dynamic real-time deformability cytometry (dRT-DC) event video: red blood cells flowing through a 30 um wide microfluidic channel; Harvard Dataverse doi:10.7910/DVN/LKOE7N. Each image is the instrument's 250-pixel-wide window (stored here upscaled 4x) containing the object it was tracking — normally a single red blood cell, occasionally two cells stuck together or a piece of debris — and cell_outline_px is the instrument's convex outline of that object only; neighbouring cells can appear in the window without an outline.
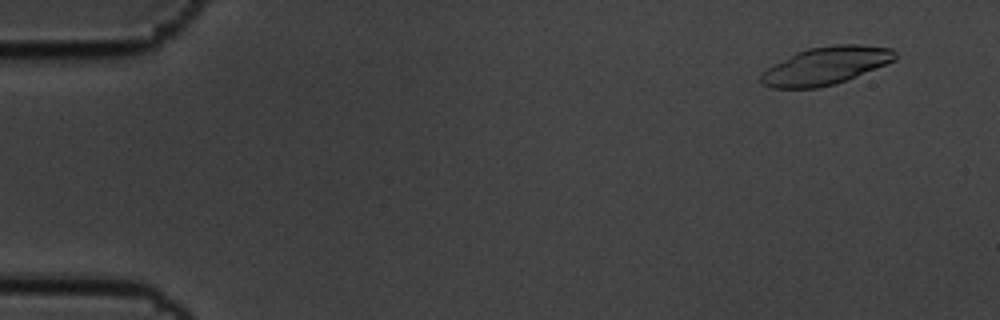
{"species": "common noctule bat (a hibernating species)", "species_latin": "Nyctalus noctula", "temperature_condition": "cold", "stored_images_in_passage": 5, "camera_frame_rate_fps": 3000, "um_per_image_px": 0.085, "animal": {"sex": "male", "body_mass_g": 19.5, "forearm_length_mm": 54.6}, "frame": {"image": 1, "passage_image": 2, "time_ms": 0.333, "image_size_px": [1000, 320], "cell_outline_px": [[896, 60], [836, 84], [816, 88], [772, 88], [760, 84], [760, 76], [768, 68], [796, 52], [808, 48], [836, 44], [860, 44], [892, 48], [896, 52]], "centroid_in_image_um": [70.2, 5.58], "position_along_channel_um": 14.8, "area_um2": 29.42}}